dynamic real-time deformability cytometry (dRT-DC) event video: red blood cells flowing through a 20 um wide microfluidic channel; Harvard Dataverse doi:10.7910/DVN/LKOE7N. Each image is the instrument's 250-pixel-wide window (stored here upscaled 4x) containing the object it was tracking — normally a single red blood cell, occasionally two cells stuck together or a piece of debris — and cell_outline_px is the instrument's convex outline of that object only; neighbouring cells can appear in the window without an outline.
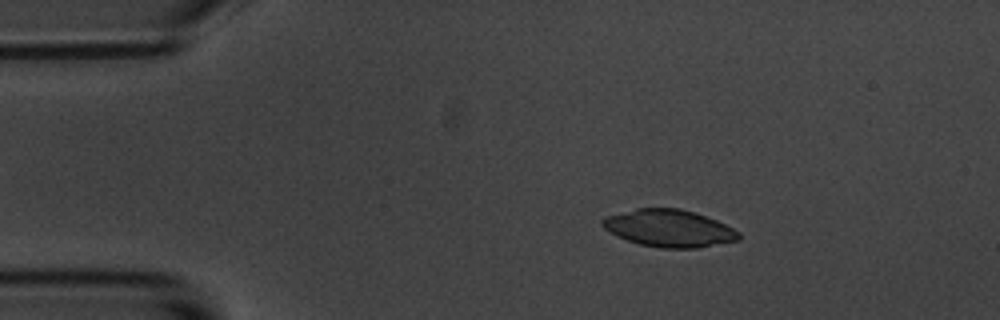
{"species": "common noctule bat (a hibernating species)", "species_latin": "Nyctalus noctula", "temperature_condition": "room temperature", "stored_images_in_passage": 3, "camera_frame_rate_fps": 3000, "um_per_image_px": 0.085, "animal": {"sex": "male", "body_mass_g": 20.1, "forearm_length_mm": 53.5}, "frame": {"image": 1, "passage_image": 2, "time_ms": 1.0, "image_size_px": [1000, 320], "cell_outline_px": [[740, 240], [696, 248], [660, 248], [640, 244], [616, 236], [604, 228], [600, 224], [600, 220], [604, 216], [636, 208], [680, 208], [716, 220], [740, 232]], "centroid_in_image_um": [56.83, 19.4], "position_along_channel_um": 28.2, "area_um2": 29.59}}